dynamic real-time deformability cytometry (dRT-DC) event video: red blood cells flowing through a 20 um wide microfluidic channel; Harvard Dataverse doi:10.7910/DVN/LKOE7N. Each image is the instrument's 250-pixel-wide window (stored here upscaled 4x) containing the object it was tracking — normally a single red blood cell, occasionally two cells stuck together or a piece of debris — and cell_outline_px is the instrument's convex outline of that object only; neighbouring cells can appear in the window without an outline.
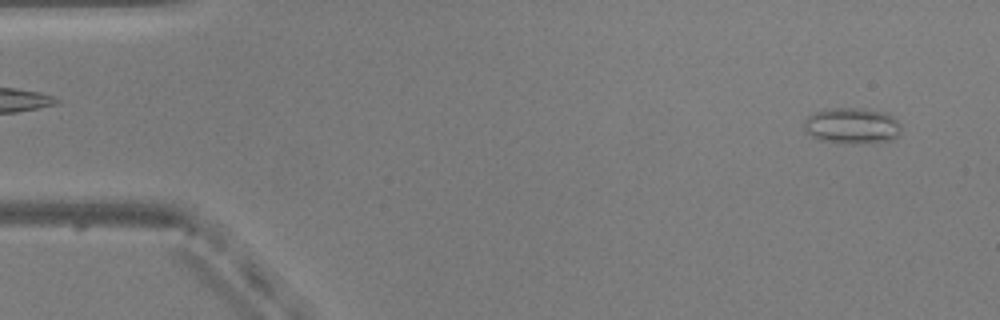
{"species": "common noctule bat (a hibernating species)", "species_latin": "Nyctalus noctula", "temperature_condition": "warm", "stored_images_in_passage": 52, "camera_frame_rate_fps": 3000, "um_per_image_px": 0.085, "animal": {"sex": "male", "body_mass_g": 20.5, "forearm_length_mm": 52.5}, "frame": {"image": 1, "passage_image": 3, "time_ms": 0.667, "image_size_px": [1000, 320], "cell_outline_px": [[900, 136], [896, 140], [852, 144], [820, 140], [812, 136], [804, 128], [804, 120], [812, 112], [828, 108], [864, 108], [888, 112], [900, 124]], "centroid_in_image_um": [72.45, 10.68], "position_along_channel_um": 12.5, "area_um2": 20.75}}
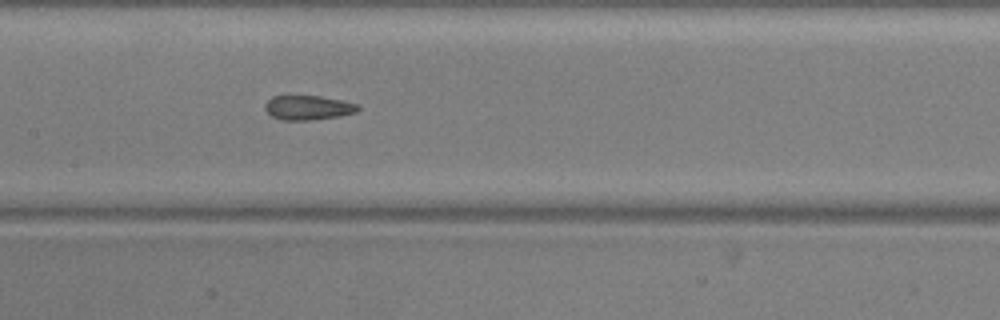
{"frame": {"image": 2, "passage_image": 25, "time_ms": 8.0, "image_size_px": [1000, 320], "cell_outline_px": [[360, 108], [356, 112], [340, 116], [308, 120], [280, 120], [272, 116], [264, 108], [264, 104], [272, 96], [288, 92], [320, 96], [360, 104]], "centroid_in_image_um": [26.13, 9.09], "position_along_channel_um": 181.3, "area_um2": 13.93}}
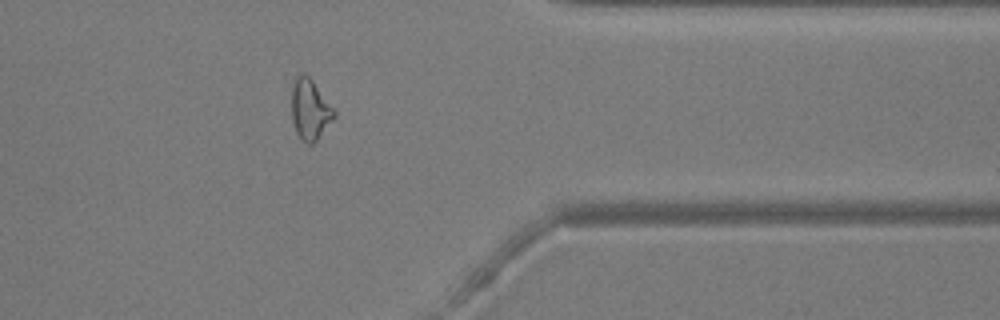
{"frame": {"image": 3, "passage_image": 42, "time_ms": 13.667, "image_size_px": [1000, 320], "cell_outline_px": [[336, 116], [316, 140], [312, 144], [308, 144], [296, 132], [292, 120], [292, 88], [296, 76], [308, 76], [312, 80], [336, 112]], "centroid_in_image_um": [26.35, 9.33], "position_along_channel_um": 385.0, "area_um2": 14.51}, "authors_computed_cell_mechanics": {"area_um2": 14.9413, "velocity_mm_per_s": 3.8557, "shape_relaxation_time_tau1_ms": null, "shape_relaxation_time_tau2_ms": 2.3957, "deformation_change_tau1": null, "deformation_change_tau2": 0.1064}}